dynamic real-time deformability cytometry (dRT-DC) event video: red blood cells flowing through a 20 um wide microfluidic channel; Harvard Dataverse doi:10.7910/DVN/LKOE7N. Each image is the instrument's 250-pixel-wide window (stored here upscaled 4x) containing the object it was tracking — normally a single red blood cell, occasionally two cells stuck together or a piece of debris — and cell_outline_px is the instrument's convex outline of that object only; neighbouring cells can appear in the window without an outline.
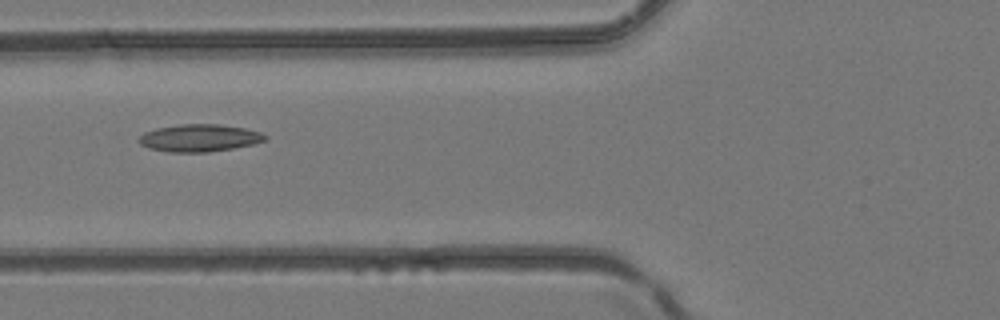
{"species": "common noctule bat (a hibernating species)", "species_latin": "Nyctalus noctula", "temperature_condition": "room temperature", "stored_images_in_passage": 6, "camera_frame_rate_fps": 3000, "um_per_image_px": 0.085, "animal": {"sex": "female", "body_mass_g": 24.6, "forearm_length_mm": 56.2}, "frame": {"image": 1, "passage_image": 6, "time_ms": 1.667, "image_size_px": [1000, 320], "cell_outline_px": [[268, 136], [264, 140], [252, 144], [232, 148], [208, 152], [168, 152], [148, 148], [140, 144], [140, 136], [144, 132], [156, 128], [180, 124], [220, 124], [244, 128], [260, 132]], "centroid_in_image_um": [16.93, 11.72], "position_along_channel_um": 108.9, "area_um2": 20.0}}